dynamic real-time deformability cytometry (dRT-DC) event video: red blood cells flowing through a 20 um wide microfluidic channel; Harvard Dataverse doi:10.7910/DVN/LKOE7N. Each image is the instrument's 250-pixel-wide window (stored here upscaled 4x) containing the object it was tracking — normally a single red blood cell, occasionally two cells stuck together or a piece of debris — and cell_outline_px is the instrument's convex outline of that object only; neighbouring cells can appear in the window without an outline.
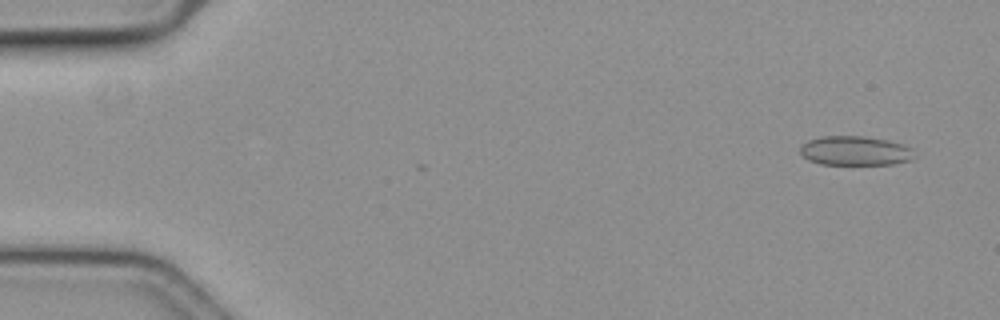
{"species": "common noctule bat (a hibernating species)", "species_latin": "Nyctalus noctula", "temperature_condition": "cold", "stored_images_in_passage": 56, "camera_frame_rate_fps": 3000, "um_per_image_px": 0.085, "animal": {"sex": "female", "body_mass_g": 19.3, "forearm_length_mm": 54.1}, "frame": {"image": 1, "passage_image": 1, "time_ms": 0.0, "image_size_px": [1000, 320], "cell_outline_px": [[916, 156], [912, 160], [896, 164], [820, 164], [808, 160], [800, 152], [800, 144], [808, 140], [820, 136], [864, 136], [888, 140], [904, 144], [912, 148]], "centroid_in_image_um": [72.71, 12.81], "position_along_channel_um": 12.3, "area_um2": 19.83}}
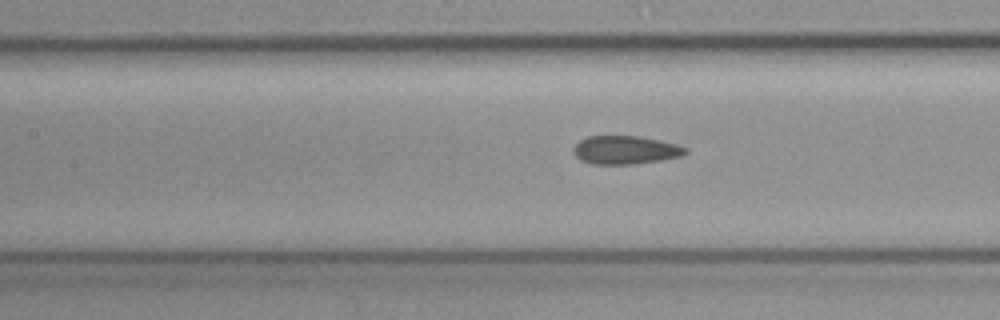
{"frame": {"image": 2, "passage_image": 24, "time_ms": 7.667, "image_size_px": [1000, 320], "cell_outline_px": [[688, 152], [680, 156], [660, 160], [632, 164], [592, 164], [580, 160], [572, 152], [572, 148], [580, 140], [588, 136], [640, 136], [660, 140], [676, 144], [688, 148]], "centroid_in_image_um": [53.14, 12.74], "position_along_channel_um": 154.3, "area_um2": 18.55}}
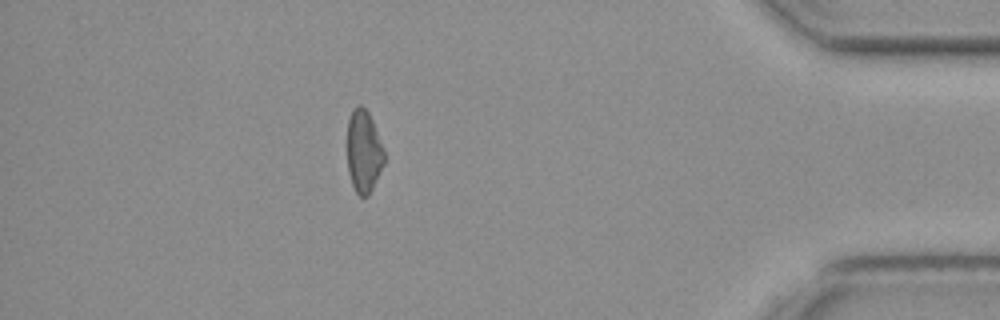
{"frame": {"image": 3, "passage_image": 49, "time_ms": 16.0, "image_size_px": [1000, 320], "cell_outline_px": [[384, 164], [368, 196], [360, 196], [356, 192], [352, 184], [348, 172], [348, 120], [352, 108], [356, 104], [360, 104], [368, 112], [372, 120], [384, 148]], "centroid_in_image_um": [30.91, 12.84], "position_along_channel_um": 404.3, "area_um2": 17.74}, "authors_computed_cell_mechanics": {"area_um2": 18.7272, "velocity_mm_per_s": 3.5724, "shape_relaxation_time_tau1_ms": null, "shape_relaxation_time_tau2_ms": 2.5394, "deformation_change_tau1": null, "deformation_change_tau2": 0.08}}